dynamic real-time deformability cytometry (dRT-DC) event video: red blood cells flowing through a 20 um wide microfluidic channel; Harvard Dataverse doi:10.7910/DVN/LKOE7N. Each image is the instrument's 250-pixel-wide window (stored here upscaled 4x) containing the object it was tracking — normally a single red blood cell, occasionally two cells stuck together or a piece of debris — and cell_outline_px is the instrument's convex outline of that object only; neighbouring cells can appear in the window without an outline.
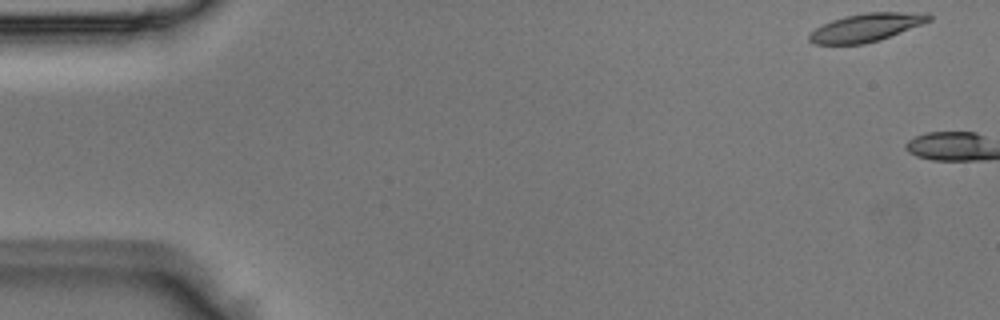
{"species": "Egyptian fruit bat (a non-hibernating species)", "species_latin": "Rousettus aegyptiacus", "temperature_condition": "room temperature", "stored_images_in_passage": 2, "camera_frame_rate_fps": 3000, "um_per_image_px": 0.085, "animal": {"sex": "male"}, "frame": {"image": 1, "passage_image": 1, "time_ms": 0.0, "image_size_px": [1000, 320], "cell_outline_px": [[932, 20], [880, 40], [864, 44], [812, 44], [808, 40], [808, 36], [816, 28], [832, 20], [844, 16], [868, 12], [928, 12], [932, 16]], "centroid_in_image_um": [73.66, 2.33], "position_along_channel_um": 11.3, "area_um2": 19.65}}